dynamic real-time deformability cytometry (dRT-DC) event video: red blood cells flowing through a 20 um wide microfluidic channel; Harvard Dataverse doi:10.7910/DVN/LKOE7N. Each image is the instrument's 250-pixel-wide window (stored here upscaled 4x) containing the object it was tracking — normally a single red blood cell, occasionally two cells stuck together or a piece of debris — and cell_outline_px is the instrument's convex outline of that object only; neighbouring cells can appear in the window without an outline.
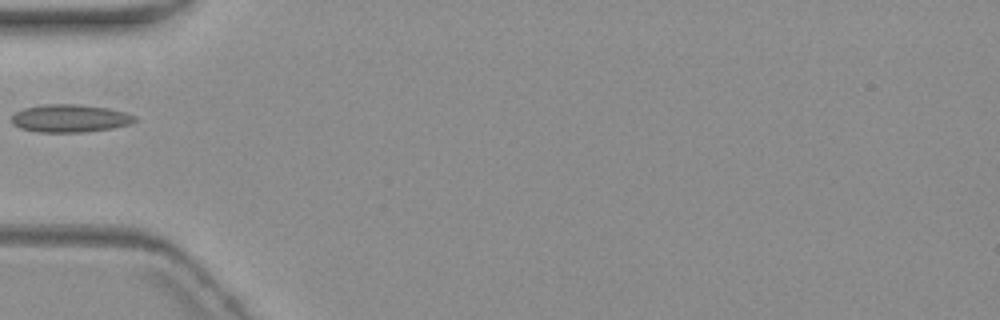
{"species": "common noctule bat (a hibernating species)", "species_latin": "Nyctalus noctula", "temperature_condition": "warm", "stored_images_in_passage": 6, "camera_frame_rate_fps": 3000, "um_per_image_px": 0.085, "animal": {"sex": "female", "body_mass_g": 19.3, "forearm_length_mm": 54.1}, "frame": {"image": 1, "passage_image": 5, "time_ms": 5.667, "image_size_px": [1000, 320], "cell_outline_px": [[136, 120], [128, 124], [112, 128], [84, 132], [36, 132], [20, 128], [12, 124], [12, 116], [16, 112], [24, 108], [44, 104], [72, 104], [108, 108], [124, 112], [136, 116]], "centroid_in_image_um": [5.91, 10.06], "position_along_channel_um": 79.1, "area_um2": 19.83}}
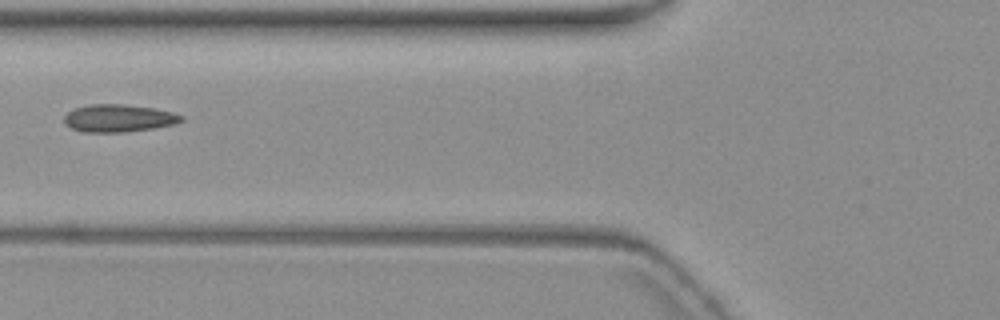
{"frame": {"image": 2, "passage_image": 6, "time_ms": 6.667, "image_size_px": [1000, 320], "cell_outline_px": [[184, 120], [176, 124], [156, 128], [124, 132], [84, 132], [72, 128], [64, 124], [64, 116], [68, 112], [76, 108], [88, 104], [124, 104], [156, 108], [172, 112], [184, 116]], "centroid_in_image_um": [10.12, 10.04], "position_along_channel_um": 115.7, "area_um2": 19.02}}